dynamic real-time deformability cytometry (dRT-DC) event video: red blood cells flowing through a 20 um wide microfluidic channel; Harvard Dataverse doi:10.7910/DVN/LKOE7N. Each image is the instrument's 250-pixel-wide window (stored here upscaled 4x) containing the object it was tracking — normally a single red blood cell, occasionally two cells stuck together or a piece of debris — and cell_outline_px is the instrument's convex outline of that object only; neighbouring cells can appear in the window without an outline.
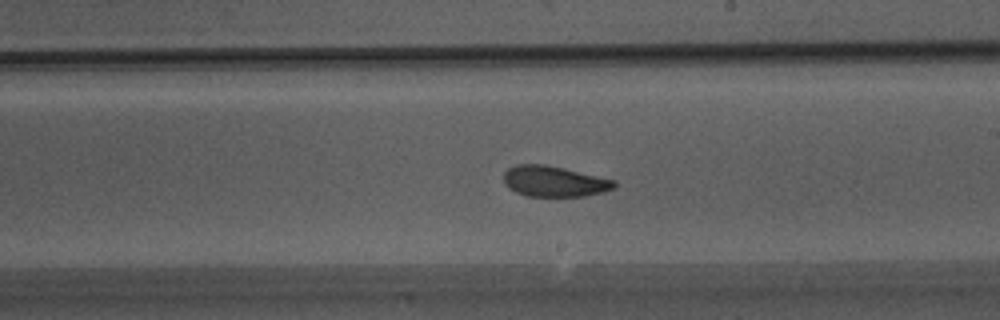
{"species": "Egyptian fruit bat (a non-hibernating species)", "species_latin": "Rousettus aegyptiacus", "temperature_condition": "warm", "stored_images_in_passage": 47, "camera_frame_rate_fps": 3000, "um_per_image_px": 0.085, "animal": {"sex": "male"}, "frame": {"image": 1, "passage_image": 28, "time_ms": 9.0, "image_size_px": [1000, 320], "cell_outline_px": [[616, 188], [604, 192], [584, 196], [528, 196], [516, 192], [508, 188], [504, 184], [504, 172], [508, 168], [516, 164], [544, 164], [564, 168], [616, 180]], "centroid_in_image_um": [47.11, 15.41], "position_along_channel_um": 241.9, "area_um2": 19.94}}
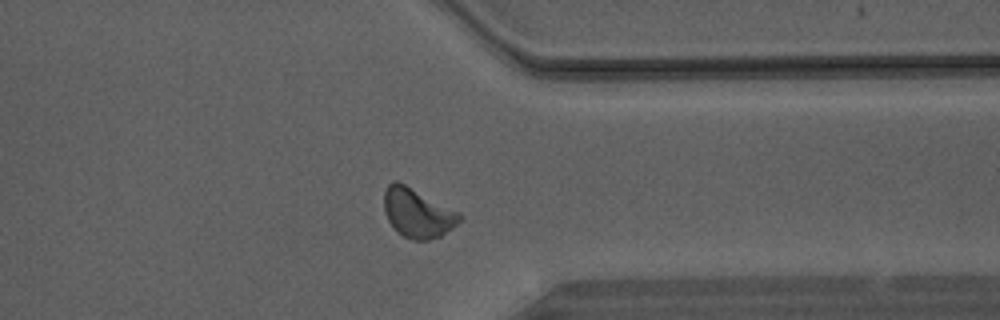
{"frame": {"image": 2, "passage_image": 37, "time_ms": 12.0, "image_size_px": [1000, 320], "cell_outline_px": [[464, 216], [452, 228], [440, 236], [428, 240], [412, 240], [404, 236], [388, 220], [384, 212], [384, 192], [388, 184], [392, 180], [396, 180], [460, 212]], "centroid_in_image_um": [35.49, 18.09], "position_along_channel_um": 375.9, "area_um2": 21.39}}
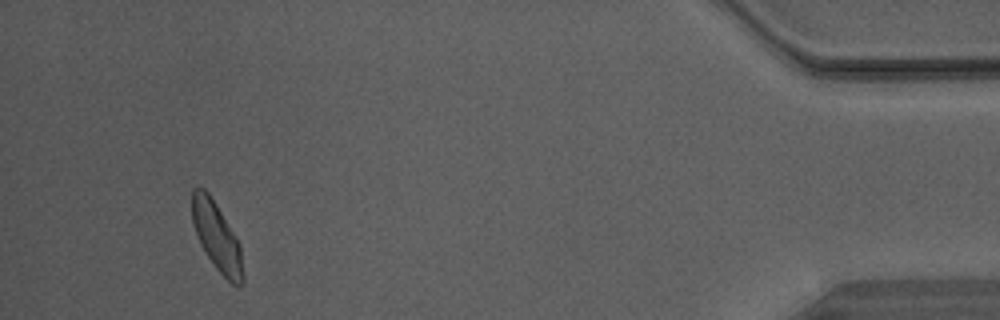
{"frame": {"image": 3, "passage_image": 44, "time_ms": 14.333, "image_size_px": [1000, 320], "cell_outline_px": [[244, 284], [232, 284], [216, 268], [200, 244], [192, 224], [192, 188], [204, 188], [208, 192], [216, 204], [236, 236], [240, 244], [244, 272]], "centroid_in_image_um": [18.43, 20.12], "position_along_channel_um": 416.8, "area_um2": 20.23}}